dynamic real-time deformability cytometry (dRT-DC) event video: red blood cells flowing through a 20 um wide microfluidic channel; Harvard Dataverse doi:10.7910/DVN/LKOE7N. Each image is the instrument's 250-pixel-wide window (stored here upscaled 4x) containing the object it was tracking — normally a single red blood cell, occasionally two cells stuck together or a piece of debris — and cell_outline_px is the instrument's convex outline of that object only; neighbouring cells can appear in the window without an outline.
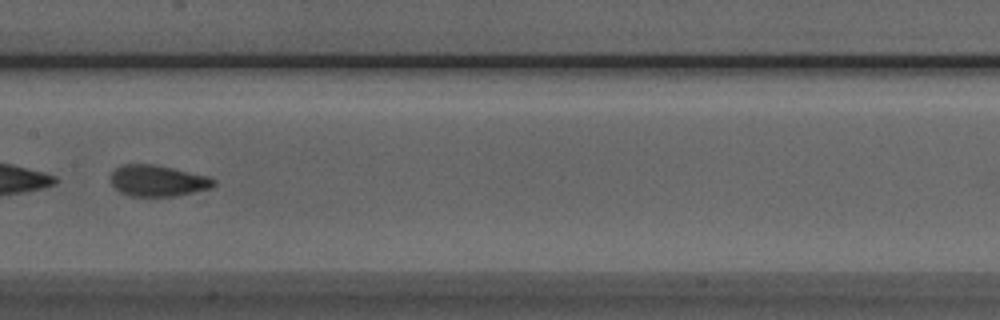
{"species": "Egyptian fruit bat (a non-hibernating species)", "species_latin": "Rousettus aegyptiacus", "temperature_condition": "room temperature", "stored_images_in_passage": 13, "camera_frame_rate_fps": 3000, "um_per_image_px": 0.085, "animal": {"sex": "male"}, "frame": {"image": 1, "passage_image": 11, "time_ms": 3.333, "image_size_px": [1000, 320], "cell_outline_px": [[216, 184], [212, 188], [176, 196], [128, 196], [120, 192], [112, 184], [112, 172], [120, 164], [156, 164], [208, 176], [216, 180]], "centroid_in_image_um": [13.43, 15.36], "position_along_channel_um": 194.0, "area_um2": 18.84}}